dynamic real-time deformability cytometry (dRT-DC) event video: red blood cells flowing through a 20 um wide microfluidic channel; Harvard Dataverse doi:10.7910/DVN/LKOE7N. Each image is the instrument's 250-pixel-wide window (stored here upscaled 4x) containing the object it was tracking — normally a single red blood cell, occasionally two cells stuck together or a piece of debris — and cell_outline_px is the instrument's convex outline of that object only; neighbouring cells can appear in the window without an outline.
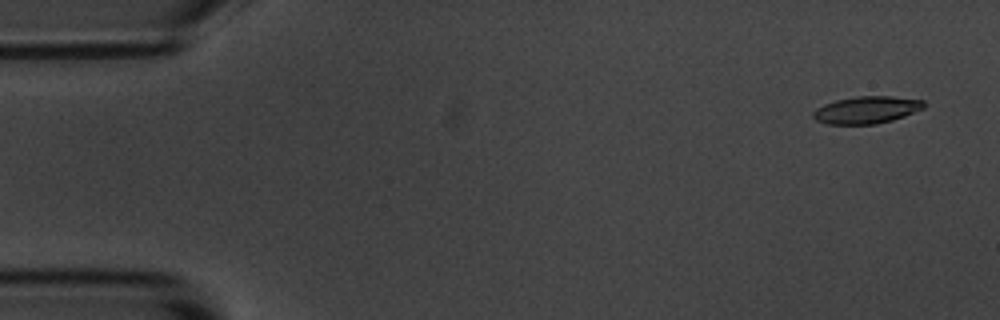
{"species": "common noctule bat (a hibernating species)", "species_latin": "Nyctalus noctula", "temperature_condition": "room temperature", "stored_images_in_passage": 9, "camera_frame_rate_fps": 3000, "um_per_image_px": 0.085, "animal": {"sex": "male", "body_mass_g": 20.1, "forearm_length_mm": 53.5}, "frame": {"image": 1, "passage_image": 1, "time_ms": 0.0, "image_size_px": [1000, 320], "cell_outline_px": [[924, 108], [904, 116], [892, 120], [876, 124], [828, 124], [816, 120], [812, 116], [812, 112], [816, 108], [824, 104], [836, 100], [856, 96], [892, 96], [924, 100]], "centroid_in_image_um": [73.64, 9.34], "position_along_channel_um": 11.4, "area_um2": 17.57}}
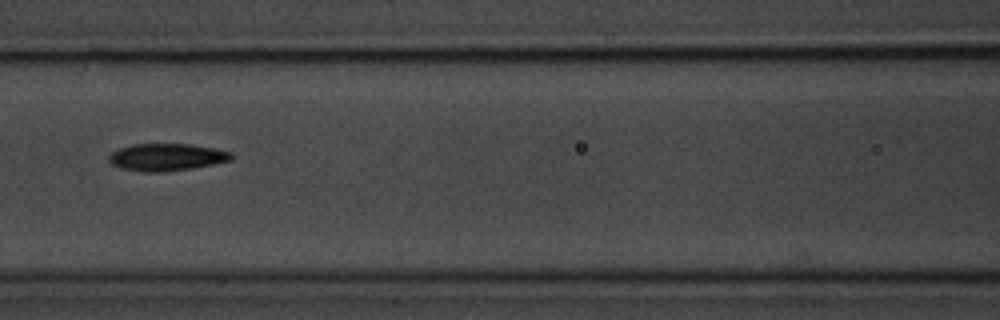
{"frame": {"image": 2, "passage_image": 7, "time_ms": 7.0, "image_size_px": [1000, 320], "cell_outline_px": [[232, 160], [192, 168], [164, 172], [148, 172], [120, 168], [112, 164], [108, 160], [108, 156], [112, 152], [120, 148], [132, 144], [192, 144], [216, 148], [232, 152]], "centroid_in_image_um": [14.17, 13.35], "position_along_channel_um": 152.4, "area_um2": 19.48}}
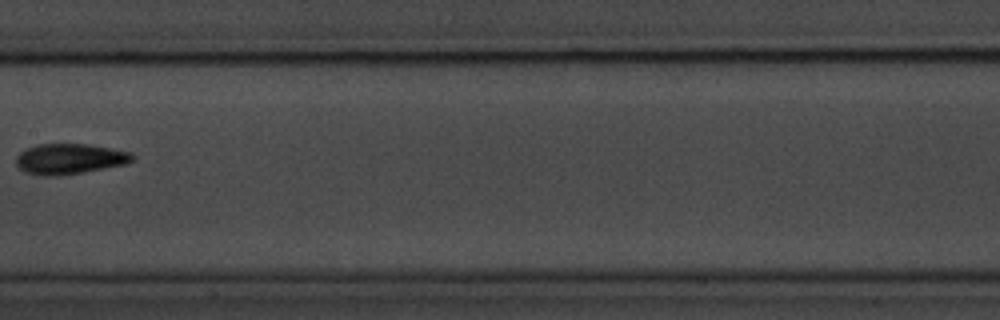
{"frame": {"image": 3, "passage_image": 8, "time_ms": 8.333, "image_size_px": [1000, 320], "cell_outline_px": [[136, 156], [128, 164], [84, 172], [60, 176], [40, 176], [24, 172], [16, 164], [16, 156], [20, 152], [36, 144], [88, 144], [112, 148], [132, 152]], "centroid_in_image_um": [5.94, 13.51], "position_along_channel_um": 201.5, "area_um2": 20.98}}